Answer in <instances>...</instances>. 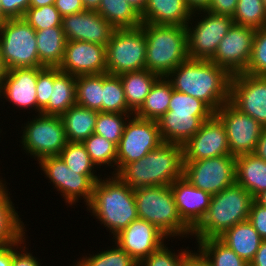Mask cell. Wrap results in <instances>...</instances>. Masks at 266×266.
Here are the masks:
<instances>
[{
	"instance_id": "1",
	"label": "cell",
	"mask_w": 266,
	"mask_h": 266,
	"mask_svg": "<svg viewBox=\"0 0 266 266\" xmlns=\"http://www.w3.org/2000/svg\"><path fill=\"white\" fill-rule=\"evenodd\" d=\"M232 75L210 60L188 58L166 78L174 90L205 102L214 112L230 101Z\"/></svg>"
},
{
	"instance_id": "2",
	"label": "cell",
	"mask_w": 266,
	"mask_h": 266,
	"mask_svg": "<svg viewBox=\"0 0 266 266\" xmlns=\"http://www.w3.org/2000/svg\"><path fill=\"white\" fill-rule=\"evenodd\" d=\"M107 177L104 175L95 183L91 201L86 207L92 213L90 215L113 235V239L139 217L134 189L115 174Z\"/></svg>"
},
{
	"instance_id": "3",
	"label": "cell",
	"mask_w": 266,
	"mask_h": 266,
	"mask_svg": "<svg viewBox=\"0 0 266 266\" xmlns=\"http://www.w3.org/2000/svg\"><path fill=\"white\" fill-rule=\"evenodd\" d=\"M183 146L163 142L146 156L126 164L116 175L132 189L169 186L183 177Z\"/></svg>"
},
{
	"instance_id": "4",
	"label": "cell",
	"mask_w": 266,
	"mask_h": 266,
	"mask_svg": "<svg viewBox=\"0 0 266 266\" xmlns=\"http://www.w3.org/2000/svg\"><path fill=\"white\" fill-rule=\"evenodd\" d=\"M254 197L238 183L212 195L201 222L192 230L196 241L218 238L239 222L248 220Z\"/></svg>"
},
{
	"instance_id": "5",
	"label": "cell",
	"mask_w": 266,
	"mask_h": 266,
	"mask_svg": "<svg viewBox=\"0 0 266 266\" xmlns=\"http://www.w3.org/2000/svg\"><path fill=\"white\" fill-rule=\"evenodd\" d=\"M140 28L146 36L149 72L166 77L189 58L186 26L142 23Z\"/></svg>"
},
{
	"instance_id": "6",
	"label": "cell",
	"mask_w": 266,
	"mask_h": 266,
	"mask_svg": "<svg viewBox=\"0 0 266 266\" xmlns=\"http://www.w3.org/2000/svg\"><path fill=\"white\" fill-rule=\"evenodd\" d=\"M134 197L140 219L153 224L170 239L191 237L192 230L178 214L170 185L136 188Z\"/></svg>"
},
{
	"instance_id": "7",
	"label": "cell",
	"mask_w": 266,
	"mask_h": 266,
	"mask_svg": "<svg viewBox=\"0 0 266 266\" xmlns=\"http://www.w3.org/2000/svg\"><path fill=\"white\" fill-rule=\"evenodd\" d=\"M0 54L6 70L44 67L38 57L36 30L23 18H10L0 25Z\"/></svg>"
},
{
	"instance_id": "8",
	"label": "cell",
	"mask_w": 266,
	"mask_h": 266,
	"mask_svg": "<svg viewBox=\"0 0 266 266\" xmlns=\"http://www.w3.org/2000/svg\"><path fill=\"white\" fill-rule=\"evenodd\" d=\"M21 126L19 141L25 153L37 163L45 157L59 156L68 140L61 116L37 114Z\"/></svg>"
},
{
	"instance_id": "9",
	"label": "cell",
	"mask_w": 266,
	"mask_h": 266,
	"mask_svg": "<svg viewBox=\"0 0 266 266\" xmlns=\"http://www.w3.org/2000/svg\"><path fill=\"white\" fill-rule=\"evenodd\" d=\"M233 24V18L230 16L218 15L207 10L193 12L186 25L188 57L210 60Z\"/></svg>"
},
{
	"instance_id": "10",
	"label": "cell",
	"mask_w": 266,
	"mask_h": 266,
	"mask_svg": "<svg viewBox=\"0 0 266 266\" xmlns=\"http://www.w3.org/2000/svg\"><path fill=\"white\" fill-rule=\"evenodd\" d=\"M146 46L140 27L116 29L106 45V73L119 76L146 69Z\"/></svg>"
},
{
	"instance_id": "11",
	"label": "cell",
	"mask_w": 266,
	"mask_h": 266,
	"mask_svg": "<svg viewBox=\"0 0 266 266\" xmlns=\"http://www.w3.org/2000/svg\"><path fill=\"white\" fill-rule=\"evenodd\" d=\"M37 164L69 207L76 205L79 200H84L83 204L88 205L92 198L94 185L102 176L99 173L98 175L77 174L76 171L66 166L60 156L42 158Z\"/></svg>"
},
{
	"instance_id": "12",
	"label": "cell",
	"mask_w": 266,
	"mask_h": 266,
	"mask_svg": "<svg viewBox=\"0 0 266 266\" xmlns=\"http://www.w3.org/2000/svg\"><path fill=\"white\" fill-rule=\"evenodd\" d=\"M162 143L157 121L131 115L117 146V173L126 164L138 161Z\"/></svg>"
},
{
	"instance_id": "13",
	"label": "cell",
	"mask_w": 266,
	"mask_h": 266,
	"mask_svg": "<svg viewBox=\"0 0 266 266\" xmlns=\"http://www.w3.org/2000/svg\"><path fill=\"white\" fill-rule=\"evenodd\" d=\"M236 158L217 156L197 161H184L183 177L194 187L211 195L236 182Z\"/></svg>"
},
{
	"instance_id": "14",
	"label": "cell",
	"mask_w": 266,
	"mask_h": 266,
	"mask_svg": "<svg viewBox=\"0 0 266 266\" xmlns=\"http://www.w3.org/2000/svg\"><path fill=\"white\" fill-rule=\"evenodd\" d=\"M215 115L225 127L230 155L236 158L254 152L264 129L258 121L241 113L230 102L223 104Z\"/></svg>"
},
{
	"instance_id": "15",
	"label": "cell",
	"mask_w": 266,
	"mask_h": 266,
	"mask_svg": "<svg viewBox=\"0 0 266 266\" xmlns=\"http://www.w3.org/2000/svg\"><path fill=\"white\" fill-rule=\"evenodd\" d=\"M255 32L251 27L233 24L210 61L225 68L231 75L243 73L251 59Z\"/></svg>"
},
{
	"instance_id": "16",
	"label": "cell",
	"mask_w": 266,
	"mask_h": 266,
	"mask_svg": "<svg viewBox=\"0 0 266 266\" xmlns=\"http://www.w3.org/2000/svg\"><path fill=\"white\" fill-rule=\"evenodd\" d=\"M229 102L266 127V76L247 73L232 75Z\"/></svg>"
},
{
	"instance_id": "17",
	"label": "cell",
	"mask_w": 266,
	"mask_h": 266,
	"mask_svg": "<svg viewBox=\"0 0 266 266\" xmlns=\"http://www.w3.org/2000/svg\"><path fill=\"white\" fill-rule=\"evenodd\" d=\"M230 155L228 137L221 120L214 114L183 145L184 161H197Z\"/></svg>"
},
{
	"instance_id": "18",
	"label": "cell",
	"mask_w": 266,
	"mask_h": 266,
	"mask_svg": "<svg viewBox=\"0 0 266 266\" xmlns=\"http://www.w3.org/2000/svg\"><path fill=\"white\" fill-rule=\"evenodd\" d=\"M106 46L86 41H66L58 69L73 76L106 73Z\"/></svg>"
},
{
	"instance_id": "19",
	"label": "cell",
	"mask_w": 266,
	"mask_h": 266,
	"mask_svg": "<svg viewBox=\"0 0 266 266\" xmlns=\"http://www.w3.org/2000/svg\"><path fill=\"white\" fill-rule=\"evenodd\" d=\"M165 239L170 241L156 226L138 218L118 233L113 238L112 244L116 242L137 263H140L150 253L160 248L166 242Z\"/></svg>"
},
{
	"instance_id": "20",
	"label": "cell",
	"mask_w": 266,
	"mask_h": 266,
	"mask_svg": "<svg viewBox=\"0 0 266 266\" xmlns=\"http://www.w3.org/2000/svg\"><path fill=\"white\" fill-rule=\"evenodd\" d=\"M66 41H86L106 46L116 30L97 11L85 10L62 17Z\"/></svg>"
},
{
	"instance_id": "21",
	"label": "cell",
	"mask_w": 266,
	"mask_h": 266,
	"mask_svg": "<svg viewBox=\"0 0 266 266\" xmlns=\"http://www.w3.org/2000/svg\"><path fill=\"white\" fill-rule=\"evenodd\" d=\"M36 84L37 68L7 70L1 81L0 98L12 103L14 109L17 107L18 110L27 109L37 113Z\"/></svg>"
},
{
	"instance_id": "22",
	"label": "cell",
	"mask_w": 266,
	"mask_h": 266,
	"mask_svg": "<svg viewBox=\"0 0 266 266\" xmlns=\"http://www.w3.org/2000/svg\"><path fill=\"white\" fill-rule=\"evenodd\" d=\"M170 188L180 218L193 230L206 215L212 195L194 187L184 177L176 179Z\"/></svg>"
},
{
	"instance_id": "23",
	"label": "cell",
	"mask_w": 266,
	"mask_h": 266,
	"mask_svg": "<svg viewBox=\"0 0 266 266\" xmlns=\"http://www.w3.org/2000/svg\"><path fill=\"white\" fill-rule=\"evenodd\" d=\"M215 113H174L167 111L157 120L163 142L184 145Z\"/></svg>"
},
{
	"instance_id": "24",
	"label": "cell",
	"mask_w": 266,
	"mask_h": 266,
	"mask_svg": "<svg viewBox=\"0 0 266 266\" xmlns=\"http://www.w3.org/2000/svg\"><path fill=\"white\" fill-rule=\"evenodd\" d=\"M193 12L185 0H147L142 23L186 26Z\"/></svg>"
},
{
	"instance_id": "25",
	"label": "cell",
	"mask_w": 266,
	"mask_h": 266,
	"mask_svg": "<svg viewBox=\"0 0 266 266\" xmlns=\"http://www.w3.org/2000/svg\"><path fill=\"white\" fill-rule=\"evenodd\" d=\"M76 104V76L53 67V86L48 105L41 111L44 115L61 116Z\"/></svg>"
},
{
	"instance_id": "26",
	"label": "cell",
	"mask_w": 266,
	"mask_h": 266,
	"mask_svg": "<svg viewBox=\"0 0 266 266\" xmlns=\"http://www.w3.org/2000/svg\"><path fill=\"white\" fill-rule=\"evenodd\" d=\"M6 183V180L0 177V245L19 242L27 231Z\"/></svg>"
},
{
	"instance_id": "27",
	"label": "cell",
	"mask_w": 266,
	"mask_h": 266,
	"mask_svg": "<svg viewBox=\"0 0 266 266\" xmlns=\"http://www.w3.org/2000/svg\"><path fill=\"white\" fill-rule=\"evenodd\" d=\"M218 238L248 264L254 259L263 241L248 220L237 223Z\"/></svg>"
},
{
	"instance_id": "28",
	"label": "cell",
	"mask_w": 266,
	"mask_h": 266,
	"mask_svg": "<svg viewBox=\"0 0 266 266\" xmlns=\"http://www.w3.org/2000/svg\"><path fill=\"white\" fill-rule=\"evenodd\" d=\"M236 183L255 197L266 190V161L254 153L236 157Z\"/></svg>"
},
{
	"instance_id": "29",
	"label": "cell",
	"mask_w": 266,
	"mask_h": 266,
	"mask_svg": "<svg viewBox=\"0 0 266 266\" xmlns=\"http://www.w3.org/2000/svg\"><path fill=\"white\" fill-rule=\"evenodd\" d=\"M36 42L40 63L44 67H59L64 57L66 45L62 26L37 30Z\"/></svg>"
},
{
	"instance_id": "30",
	"label": "cell",
	"mask_w": 266,
	"mask_h": 266,
	"mask_svg": "<svg viewBox=\"0 0 266 266\" xmlns=\"http://www.w3.org/2000/svg\"><path fill=\"white\" fill-rule=\"evenodd\" d=\"M98 111L75 104L61 115L69 142H83L95 130Z\"/></svg>"
},
{
	"instance_id": "31",
	"label": "cell",
	"mask_w": 266,
	"mask_h": 266,
	"mask_svg": "<svg viewBox=\"0 0 266 266\" xmlns=\"http://www.w3.org/2000/svg\"><path fill=\"white\" fill-rule=\"evenodd\" d=\"M122 81L128 108L135 113L143 104L159 75L147 69L119 75Z\"/></svg>"
},
{
	"instance_id": "32",
	"label": "cell",
	"mask_w": 266,
	"mask_h": 266,
	"mask_svg": "<svg viewBox=\"0 0 266 266\" xmlns=\"http://www.w3.org/2000/svg\"><path fill=\"white\" fill-rule=\"evenodd\" d=\"M171 97V82L166 77H160L134 115L142 119L157 121L168 111Z\"/></svg>"
},
{
	"instance_id": "33",
	"label": "cell",
	"mask_w": 266,
	"mask_h": 266,
	"mask_svg": "<svg viewBox=\"0 0 266 266\" xmlns=\"http://www.w3.org/2000/svg\"><path fill=\"white\" fill-rule=\"evenodd\" d=\"M97 12L115 29H133L141 26V16L126 0H101Z\"/></svg>"
},
{
	"instance_id": "34",
	"label": "cell",
	"mask_w": 266,
	"mask_h": 266,
	"mask_svg": "<svg viewBox=\"0 0 266 266\" xmlns=\"http://www.w3.org/2000/svg\"><path fill=\"white\" fill-rule=\"evenodd\" d=\"M197 250L209 261L212 266H249L230 247L219 238L199 240Z\"/></svg>"
},
{
	"instance_id": "35",
	"label": "cell",
	"mask_w": 266,
	"mask_h": 266,
	"mask_svg": "<svg viewBox=\"0 0 266 266\" xmlns=\"http://www.w3.org/2000/svg\"><path fill=\"white\" fill-rule=\"evenodd\" d=\"M103 74L76 77V104L102 112Z\"/></svg>"
},
{
	"instance_id": "36",
	"label": "cell",
	"mask_w": 266,
	"mask_h": 266,
	"mask_svg": "<svg viewBox=\"0 0 266 266\" xmlns=\"http://www.w3.org/2000/svg\"><path fill=\"white\" fill-rule=\"evenodd\" d=\"M82 143L99 170L101 166L103 168L106 165L105 168L109 167L111 169L113 167L114 171L110 174H117V146L114 143L95 133Z\"/></svg>"
},
{
	"instance_id": "37",
	"label": "cell",
	"mask_w": 266,
	"mask_h": 266,
	"mask_svg": "<svg viewBox=\"0 0 266 266\" xmlns=\"http://www.w3.org/2000/svg\"><path fill=\"white\" fill-rule=\"evenodd\" d=\"M102 112L133 113L127 105L120 76L103 73Z\"/></svg>"
},
{
	"instance_id": "38",
	"label": "cell",
	"mask_w": 266,
	"mask_h": 266,
	"mask_svg": "<svg viewBox=\"0 0 266 266\" xmlns=\"http://www.w3.org/2000/svg\"><path fill=\"white\" fill-rule=\"evenodd\" d=\"M98 253L85 255L78 258L72 266H138L137 263L126 251L116 242L114 246ZM80 259V260H79Z\"/></svg>"
},
{
	"instance_id": "39",
	"label": "cell",
	"mask_w": 266,
	"mask_h": 266,
	"mask_svg": "<svg viewBox=\"0 0 266 266\" xmlns=\"http://www.w3.org/2000/svg\"><path fill=\"white\" fill-rule=\"evenodd\" d=\"M66 166L82 175H97L95 166L91 157L87 153L86 147L82 142H67L65 148L59 154Z\"/></svg>"
},
{
	"instance_id": "40",
	"label": "cell",
	"mask_w": 266,
	"mask_h": 266,
	"mask_svg": "<svg viewBox=\"0 0 266 266\" xmlns=\"http://www.w3.org/2000/svg\"><path fill=\"white\" fill-rule=\"evenodd\" d=\"M234 24L260 29L266 27V10L262 0H238Z\"/></svg>"
},
{
	"instance_id": "41",
	"label": "cell",
	"mask_w": 266,
	"mask_h": 266,
	"mask_svg": "<svg viewBox=\"0 0 266 266\" xmlns=\"http://www.w3.org/2000/svg\"><path fill=\"white\" fill-rule=\"evenodd\" d=\"M134 113L98 112L94 133L118 146L125 124Z\"/></svg>"
},
{
	"instance_id": "42",
	"label": "cell",
	"mask_w": 266,
	"mask_h": 266,
	"mask_svg": "<svg viewBox=\"0 0 266 266\" xmlns=\"http://www.w3.org/2000/svg\"><path fill=\"white\" fill-rule=\"evenodd\" d=\"M167 245L165 242L160 248L143 259L138 266H186L192 250H189V247L186 249L182 247V249L177 250V254Z\"/></svg>"
},
{
	"instance_id": "43",
	"label": "cell",
	"mask_w": 266,
	"mask_h": 266,
	"mask_svg": "<svg viewBox=\"0 0 266 266\" xmlns=\"http://www.w3.org/2000/svg\"><path fill=\"white\" fill-rule=\"evenodd\" d=\"M23 19L36 31L62 26V16L54 4L41 7H29L25 11Z\"/></svg>"
},
{
	"instance_id": "44",
	"label": "cell",
	"mask_w": 266,
	"mask_h": 266,
	"mask_svg": "<svg viewBox=\"0 0 266 266\" xmlns=\"http://www.w3.org/2000/svg\"><path fill=\"white\" fill-rule=\"evenodd\" d=\"M243 73L254 76H266V27L256 29L251 59Z\"/></svg>"
},
{
	"instance_id": "45",
	"label": "cell",
	"mask_w": 266,
	"mask_h": 266,
	"mask_svg": "<svg viewBox=\"0 0 266 266\" xmlns=\"http://www.w3.org/2000/svg\"><path fill=\"white\" fill-rule=\"evenodd\" d=\"M168 111H174V113H215L202 100L178 92L174 90L173 87Z\"/></svg>"
},
{
	"instance_id": "46",
	"label": "cell",
	"mask_w": 266,
	"mask_h": 266,
	"mask_svg": "<svg viewBox=\"0 0 266 266\" xmlns=\"http://www.w3.org/2000/svg\"><path fill=\"white\" fill-rule=\"evenodd\" d=\"M51 86H53V67L37 68V114H41V111L48 105Z\"/></svg>"
},
{
	"instance_id": "47",
	"label": "cell",
	"mask_w": 266,
	"mask_h": 266,
	"mask_svg": "<svg viewBox=\"0 0 266 266\" xmlns=\"http://www.w3.org/2000/svg\"><path fill=\"white\" fill-rule=\"evenodd\" d=\"M26 235L16 243H12V265L11 266H41L40 259L35 257L31 251L28 252ZM27 247V248H26ZM39 261H38V260Z\"/></svg>"
},
{
	"instance_id": "48",
	"label": "cell",
	"mask_w": 266,
	"mask_h": 266,
	"mask_svg": "<svg viewBox=\"0 0 266 266\" xmlns=\"http://www.w3.org/2000/svg\"><path fill=\"white\" fill-rule=\"evenodd\" d=\"M248 221L259 233L261 239L266 240V207L253 201L248 215Z\"/></svg>"
},
{
	"instance_id": "49",
	"label": "cell",
	"mask_w": 266,
	"mask_h": 266,
	"mask_svg": "<svg viewBox=\"0 0 266 266\" xmlns=\"http://www.w3.org/2000/svg\"><path fill=\"white\" fill-rule=\"evenodd\" d=\"M30 0H0L3 14L8 18H23L29 8Z\"/></svg>"
},
{
	"instance_id": "50",
	"label": "cell",
	"mask_w": 266,
	"mask_h": 266,
	"mask_svg": "<svg viewBox=\"0 0 266 266\" xmlns=\"http://www.w3.org/2000/svg\"><path fill=\"white\" fill-rule=\"evenodd\" d=\"M237 1L238 0H210L206 10L218 15L233 17Z\"/></svg>"
},
{
	"instance_id": "51",
	"label": "cell",
	"mask_w": 266,
	"mask_h": 266,
	"mask_svg": "<svg viewBox=\"0 0 266 266\" xmlns=\"http://www.w3.org/2000/svg\"><path fill=\"white\" fill-rule=\"evenodd\" d=\"M54 5L62 17L85 11L82 0H55Z\"/></svg>"
},
{
	"instance_id": "52",
	"label": "cell",
	"mask_w": 266,
	"mask_h": 266,
	"mask_svg": "<svg viewBox=\"0 0 266 266\" xmlns=\"http://www.w3.org/2000/svg\"><path fill=\"white\" fill-rule=\"evenodd\" d=\"M12 265V243L0 245V266Z\"/></svg>"
},
{
	"instance_id": "53",
	"label": "cell",
	"mask_w": 266,
	"mask_h": 266,
	"mask_svg": "<svg viewBox=\"0 0 266 266\" xmlns=\"http://www.w3.org/2000/svg\"><path fill=\"white\" fill-rule=\"evenodd\" d=\"M249 266H266V240H263Z\"/></svg>"
},
{
	"instance_id": "54",
	"label": "cell",
	"mask_w": 266,
	"mask_h": 266,
	"mask_svg": "<svg viewBox=\"0 0 266 266\" xmlns=\"http://www.w3.org/2000/svg\"><path fill=\"white\" fill-rule=\"evenodd\" d=\"M253 153L266 161V127L263 129Z\"/></svg>"
},
{
	"instance_id": "55",
	"label": "cell",
	"mask_w": 266,
	"mask_h": 266,
	"mask_svg": "<svg viewBox=\"0 0 266 266\" xmlns=\"http://www.w3.org/2000/svg\"><path fill=\"white\" fill-rule=\"evenodd\" d=\"M187 6L191 9L192 12L199 10H206L209 6L210 0H185Z\"/></svg>"
},
{
	"instance_id": "56",
	"label": "cell",
	"mask_w": 266,
	"mask_h": 266,
	"mask_svg": "<svg viewBox=\"0 0 266 266\" xmlns=\"http://www.w3.org/2000/svg\"><path fill=\"white\" fill-rule=\"evenodd\" d=\"M195 251H193V266H212L198 250Z\"/></svg>"
},
{
	"instance_id": "57",
	"label": "cell",
	"mask_w": 266,
	"mask_h": 266,
	"mask_svg": "<svg viewBox=\"0 0 266 266\" xmlns=\"http://www.w3.org/2000/svg\"><path fill=\"white\" fill-rule=\"evenodd\" d=\"M101 0H82L85 10L97 11L100 6Z\"/></svg>"
},
{
	"instance_id": "58",
	"label": "cell",
	"mask_w": 266,
	"mask_h": 266,
	"mask_svg": "<svg viewBox=\"0 0 266 266\" xmlns=\"http://www.w3.org/2000/svg\"><path fill=\"white\" fill-rule=\"evenodd\" d=\"M135 10L141 14L146 6L147 0H126Z\"/></svg>"
},
{
	"instance_id": "59",
	"label": "cell",
	"mask_w": 266,
	"mask_h": 266,
	"mask_svg": "<svg viewBox=\"0 0 266 266\" xmlns=\"http://www.w3.org/2000/svg\"><path fill=\"white\" fill-rule=\"evenodd\" d=\"M55 4V0H30L29 7H41Z\"/></svg>"
},
{
	"instance_id": "60",
	"label": "cell",
	"mask_w": 266,
	"mask_h": 266,
	"mask_svg": "<svg viewBox=\"0 0 266 266\" xmlns=\"http://www.w3.org/2000/svg\"><path fill=\"white\" fill-rule=\"evenodd\" d=\"M254 201L263 206V207H266V190L260 192L259 194H257L255 197H254Z\"/></svg>"
},
{
	"instance_id": "61",
	"label": "cell",
	"mask_w": 266,
	"mask_h": 266,
	"mask_svg": "<svg viewBox=\"0 0 266 266\" xmlns=\"http://www.w3.org/2000/svg\"><path fill=\"white\" fill-rule=\"evenodd\" d=\"M6 72L7 70L3 64L1 54H0V82L2 81L3 77L6 75Z\"/></svg>"
},
{
	"instance_id": "62",
	"label": "cell",
	"mask_w": 266,
	"mask_h": 266,
	"mask_svg": "<svg viewBox=\"0 0 266 266\" xmlns=\"http://www.w3.org/2000/svg\"><path fill=\"white\" fill-rule=\"evenodd\" d=\"M8 18L3 14L0 6V25H2Z\"/></svg>"
},
{
	"instance_id": "63",
	"label": "cell",
	"mask_w": 266,
	"mask_h": 266,
	"mask_svg": "<svg viewBox=\"0 0 266 266\" xmlns=\"http://www.w3.org/2000/svg\"><path fill=\"white\" fill-rule=\"evenodd\" d=\"M186 266H193V250L190 252L188 262Z\"/></svg>"
},
{
	"instance_id": "64",
	"label": "cell",
	"mask_w": 266,
	"mask_h": 266,
	"mask_svg": "<svg viewBox=\"0 0 266 266\" xmlns=\"http://www.w3.org/2000/svg\"><path fill=\"white\" fill-rule=\"evenodd\" d=\"M266 10V0H262Z\"/></svg>"
}]
</instances>
